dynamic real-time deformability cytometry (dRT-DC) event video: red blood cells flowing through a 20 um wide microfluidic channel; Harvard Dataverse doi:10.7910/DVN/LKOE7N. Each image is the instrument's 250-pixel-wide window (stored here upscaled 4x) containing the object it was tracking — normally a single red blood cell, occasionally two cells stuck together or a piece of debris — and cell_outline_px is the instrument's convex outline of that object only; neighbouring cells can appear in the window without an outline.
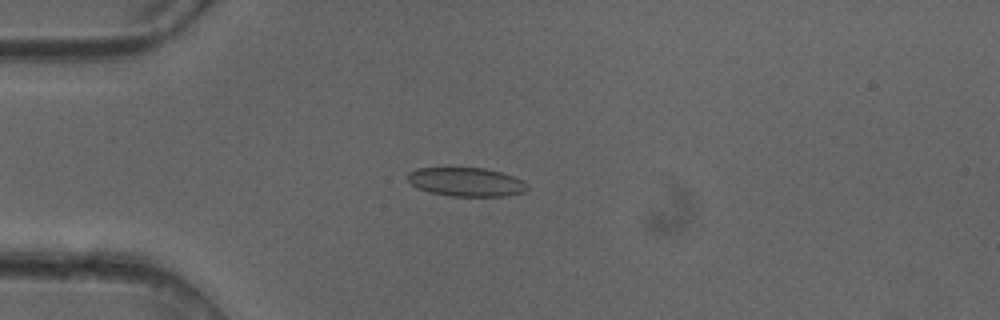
{"species": "common noctule bat (a hibernating species)", "species_latin": "Nyctalus noctula", "temperature_condition": "cold", "stored_images_in_passage": 5, "camera_frame_rate_fps": 3000, "um_per_image_px": 0.085, "animal": {"sex": "female"}, "frame": {"image": 1, "passage_image": 4, "time_ms": 1.0, "image_size_px": [1000, 320], "cell_outline_px": [[528, 188], [524, 192], [504, 196], [448, 196], [428, 192], [412, 184], [408, 180], [408, 172], [416, 168], [484, 168], [500, 172], [524, 180], [528, 184]], "centroid_in_image_um": [39.64, 15.47], "position_along_channel_um": 45.4, "area_um2": 20.06}}